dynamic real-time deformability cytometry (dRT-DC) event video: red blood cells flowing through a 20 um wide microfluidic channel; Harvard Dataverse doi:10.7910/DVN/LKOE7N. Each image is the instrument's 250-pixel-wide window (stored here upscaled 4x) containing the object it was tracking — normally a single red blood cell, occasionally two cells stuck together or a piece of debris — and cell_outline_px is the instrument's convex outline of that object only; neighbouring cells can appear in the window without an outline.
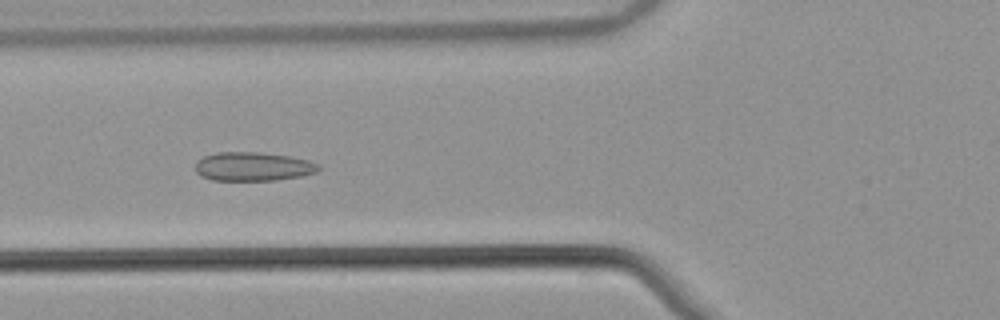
{"species": "common noctule bat (a hibernating species)", "species_latin": "Nyctalus noctula", "temperature_condition": "warm", "stored_images_in_passage": 47, "camera_frame_rate_fps": 3000, "um_per_image_px": 0.085, "animal": {"sex": "male", "body_mass_g": 21.5, "forearm_length_mm": 52.0}, "frame": {"image": 1, "passage_image": 14, "time_ms": 4.333, "image_size_px": [1000, 320], "cell_outline_px": [[320, 168], [316, 172], [300, 176], [276, 180], [212, 180], [200, 176], [196, 172], [196, 164], [204, 156], [216, 152], [256, 152], [288, 156], [308, 160], [320, 164]], "centroid_in_image_um": [21.51, 14.16], "position_along_channel_um": 104.3, "area_um2": 20.58}}
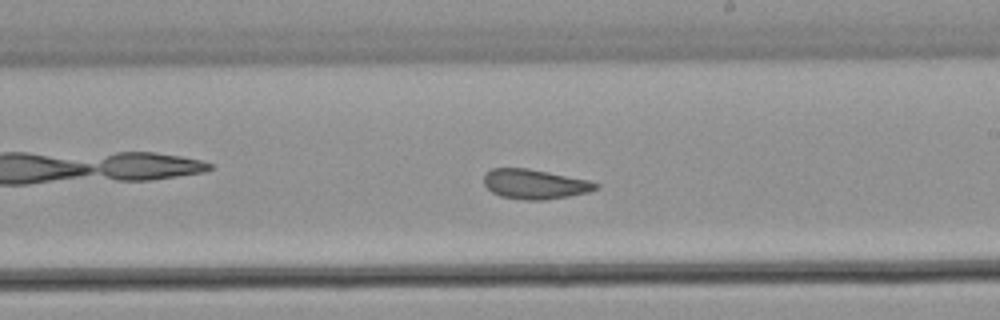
{"frame": {"image": 2, "passage_image": 25, "time_ms": 8.0, "image_size_px": [1000, 320], "cell_outline_px": [[600, 184], [596, 188], [588, 192], [568, 196], [544, 200], [524, 200], [500, 196], [492, 192], [484, 184], [484, 176], [492, 168], [528, 168], [588, 180]], "centroid_in_image_um": [45.44, 15.65], "position_along_channel_um": 243.6, "area_um2": 19.19}}
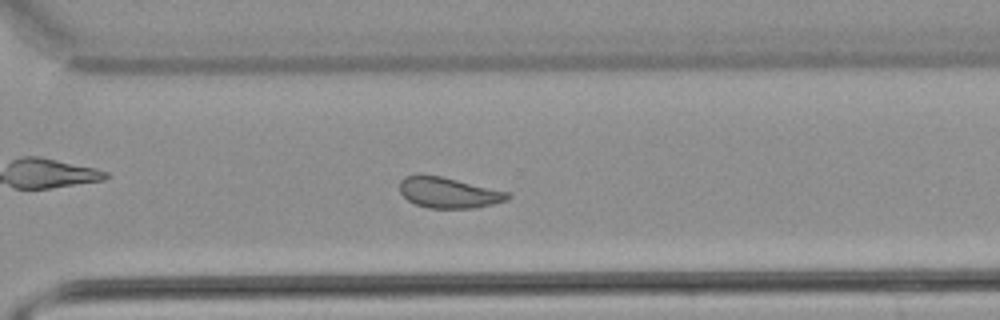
{"frame": {"image": 3, "passage_image": 32, "time_ms": 10.333, "image_size_px": [1000, 320], "cell_outline_px": [[512, 196], [508, 200], [492, 204], [472, 208], [428, 208], [416, 204], [408, 200], [400, 192], [400, 180], [404, 176], [416, 172], [420, 172], [440, 176], [508, 192]], "centroid_in_image_um": [38.07, 16.35], "position_along_channel_um": 332.5, "area_um2": 19.48}, "authors_computed_cell_mechanics": {"area_um2": 20.23, "velocity_mm_per_s": 3.8018, "shape_relaxation_time_tau1_ms": null, "shape_relaxation_time_tau2_ms": 2.0764, "deformation_change_tau1": null, "deformation_change_tau2": 0.0753}}